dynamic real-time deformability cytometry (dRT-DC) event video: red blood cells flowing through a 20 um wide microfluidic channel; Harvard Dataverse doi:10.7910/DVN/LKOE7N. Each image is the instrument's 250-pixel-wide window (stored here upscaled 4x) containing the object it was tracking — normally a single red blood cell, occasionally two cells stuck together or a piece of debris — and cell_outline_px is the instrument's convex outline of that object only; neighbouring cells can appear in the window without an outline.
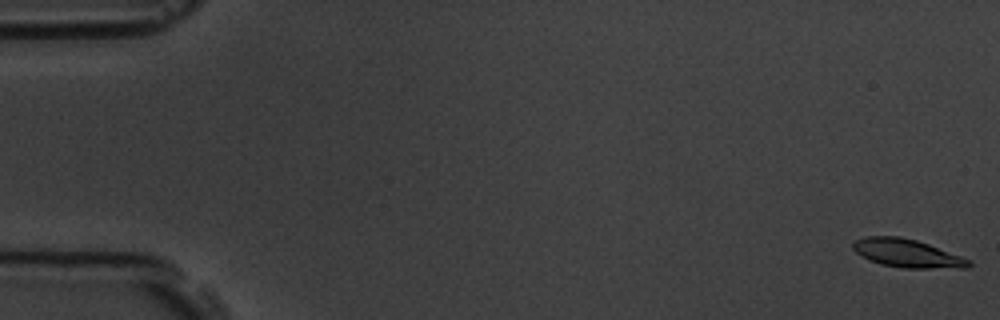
{"species": "common noctule bat (a hibernating species)", "species_latin": "Nyctalus noctula", "temperature_condition": "room temperature", "stored_images_in_passage": 10, "camera_frame_rate_fps": 3000, "um_per_image_px": 0.085, "animal": {"sex": "male", "body_mass_g": 19.5, "forearm_length_mm": 54.6}, "frame": {"image": 1, "passage_image": 1, "time_ms": 0.0, "image_size_px": [1000, 320], "cell_outline_px": [[972, 264], [968, 268], [904, 268], [884, 264], [868, 260], [856, 252], [852, 248], [852, 244], [856, 240], [864, 236], [900, 236], [916, 240], [928, 244], [972, 260]], "centroid_in_image_um": [77.12, 21.53], "position_along_channel_um": 7.9, "area_um2": 19.02}}
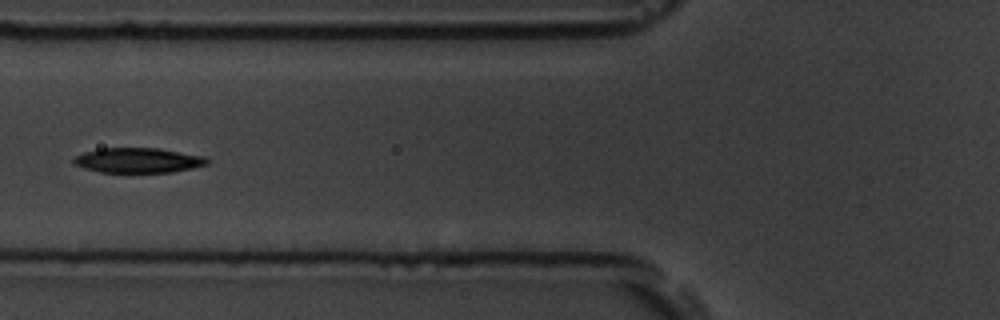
{"frame": {"image": 2, "passage_image": 7, "time_ms": 7.0, "image_size_px": [1000, 320], "cell_outline_px": [[208, 164], [192, 168], [172, 172], [100, 172], [84, 168], [72, 164], [72, 160], [76, 156], [84, 152], [100, 148], [156, 148], [204, 156], [208, 160]], "centroid_in_image_um": [11.7, 13.63], "position_along_channel_um": 114.1, "area_um2": 19.31}}
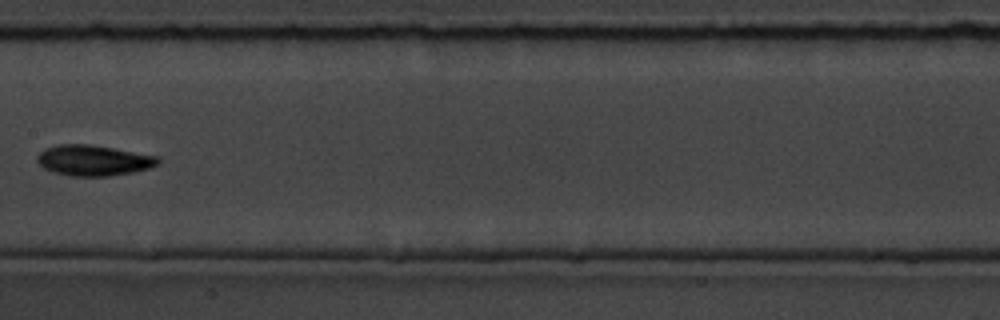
{"frame": {"image": 3, "passage_image": 9, "time_ms": 9.333, "image_size_px": [1000, 320], "cell_outline_px": [[160, 164], [136, 172], [108, 176], [72, 176], [56, 172], [44, 168], [36, 160], [36, 156], [44, 148], [56, 144], [88, 144], [160, 156]], "centroid_in_image_um": [7.97, 13.63], "position_along_channel_um": 199.4, "area_um2": 21.68}}